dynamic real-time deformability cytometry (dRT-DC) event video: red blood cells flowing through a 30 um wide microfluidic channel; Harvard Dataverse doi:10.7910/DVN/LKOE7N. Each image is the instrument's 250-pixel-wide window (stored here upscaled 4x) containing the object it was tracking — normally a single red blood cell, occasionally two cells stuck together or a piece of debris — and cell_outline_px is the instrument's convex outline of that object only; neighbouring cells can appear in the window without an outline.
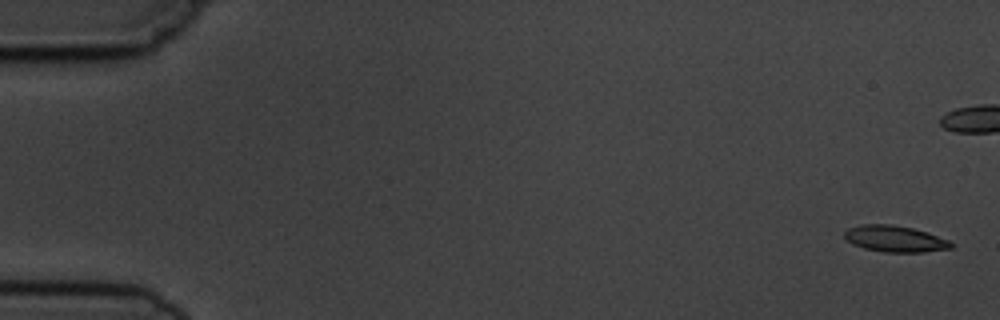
{"species": "common noctule bat (a hibernating species)", "species_latin": "Nyctalus noctula", "temperature_condition": "cold", "stored_images_in_passage": 7, "camera_frame_rate_fps": 3000, "um_per_image_px": 0.085, "animal": {"sex": "male", "body_mass_g": 19.5, "forearm_length_mm": 54.6}, "frame": {"image": 1, "passage_image": 1, "time_ms": 0.0, "image_size_px": [1000, 320], "cell_outline_px": [[956, 244], [952, 248], [924, 252], [884, 252], [864, 248], [852, 244], [844, 236], [844, 232], [848, 228], [860, 224], [892, 224], [912, 228], [928, 232], [948, 240]], "centroid_in_image_um": [76.09, 20.29], "position_along_channel_um": 8.9, "area_um2": 16.47}}
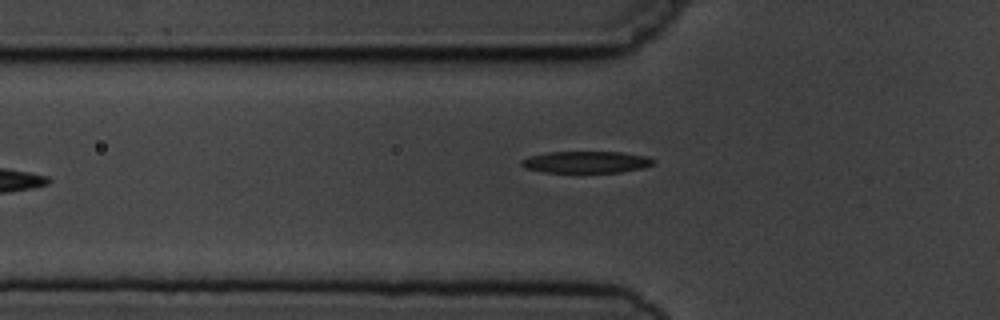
{"frame": {"image": 2, "passage_image": 7, "time_ms": 7.0, "image_size_px": [1000, 320], "cell_outline_px": [[656, 164], [644, 168], [620, 172], [544, 172], [524, 168], [520, 164], [520, 160], [528, 156], [548, 152], [620, 152], [648, 156], [656, 160]], "centroid_in_image_um": [49.85, 13.77], "position_along_channel_um": 76.0, "area_um2": 16.94}}